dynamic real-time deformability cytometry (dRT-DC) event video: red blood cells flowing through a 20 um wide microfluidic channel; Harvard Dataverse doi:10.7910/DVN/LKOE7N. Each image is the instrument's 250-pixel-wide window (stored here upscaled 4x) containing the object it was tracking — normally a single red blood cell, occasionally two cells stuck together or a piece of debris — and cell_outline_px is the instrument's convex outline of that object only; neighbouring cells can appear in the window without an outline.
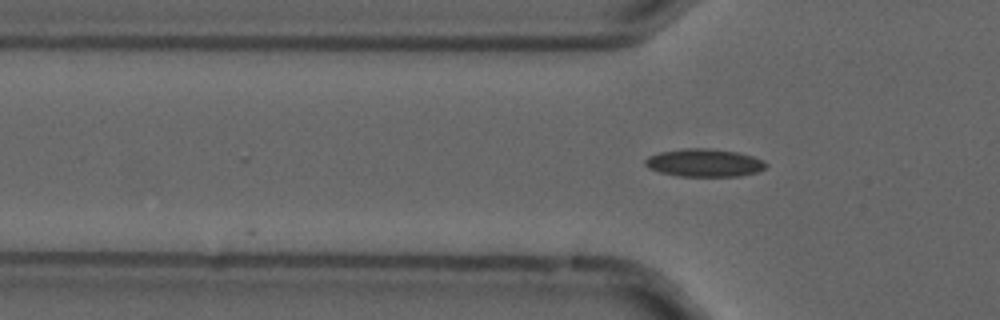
{"species": "common noctule bat (a hibernating species)", "species_latin": "Nyctalus noctula", "temperature_condition": "cold", "stored_images_in_passage": 5, "camera_frame_rate_fps": 3000, "um_per_image_px": 0.085, "animal": {"sex": "male", "forearm_length_mm": 52.5}, "frame": {"image": 1, "passage_image": 5, "time_ms": 1.333, "image_size_px": [1000, 320], "cell_outline_px": [[768, 164], [764, 168], [756, 172], [740, 176], [680, 176], [660, 172], [648, 168], [644, 164], [644, 160], [648, 156], [660, 152], [684, 148], [708, 148], [736, 152], [752, 156], [764, 160]], "centroid_in_image_um": [59.85, 13.83], "position_along_channel_um": 66.0, "area_um2": 19.59}}